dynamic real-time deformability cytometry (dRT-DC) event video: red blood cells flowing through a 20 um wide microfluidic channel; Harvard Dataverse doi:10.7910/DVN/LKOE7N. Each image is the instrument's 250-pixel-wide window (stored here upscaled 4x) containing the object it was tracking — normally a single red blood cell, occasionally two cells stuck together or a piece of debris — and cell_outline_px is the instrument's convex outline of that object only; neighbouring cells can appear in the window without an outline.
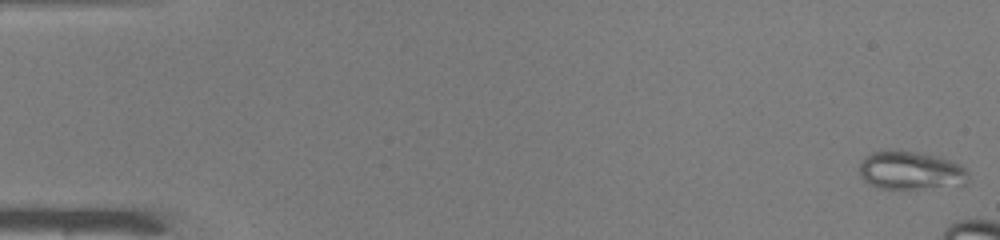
{"species": "common noctule bat (a hibernating species)", "species_latin": "Nyctalus noctula", "temperature_condition": "warm", "stored_images_in_passage": 10, "camera_frame_rate_fps": 3000, "um_per_image_px": 0.085, "animal": {"sex": "male", "body_mass_g": 19.0, "forearm_length_mm": 50.8}, "frame": {"image": 1, "passage_image": 1, "time_ms": 0.0, "image_size_px": [1000, 240], "cell_outline_px": [[968, 180], [960, 188], [880, 188], [868, 184], [860, 176], [860, 160], [864, 156], [880, 148], [916, 152], [940, 156], [952, 160], [960, 164], [968, 172]], "centroid_in_image_um": [77.43, 14.48], "position_along_channel_um": 7.6, "area_um2": 25.2}}